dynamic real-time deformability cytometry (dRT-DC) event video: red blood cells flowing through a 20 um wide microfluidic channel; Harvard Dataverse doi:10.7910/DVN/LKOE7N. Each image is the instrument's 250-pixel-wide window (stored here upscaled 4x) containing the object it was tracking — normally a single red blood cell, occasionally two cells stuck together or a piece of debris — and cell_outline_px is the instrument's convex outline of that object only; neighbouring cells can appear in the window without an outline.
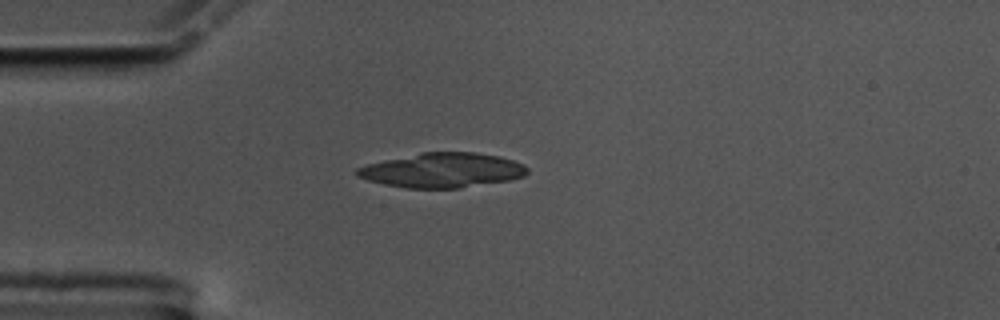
{"species": "common noctule bat (a hibernating species)", "species_latin": "Nyctalus noctula", "temperature_condition": "cold", "stored_images_in_passage": 43, "camera_frame_rate_fps": 3000, "um_per_image_px": 0.085, "animal": {"sex": "male", "body_mass_g": 17.5, "forearm_length_mm": 52.3}, "frame": {"image": 1, "passage_image": 1, "time_ms": 0.0, "image_size_px": [1000, 320], "cell_outline_px": [[528, 172], [524, 176], [512, 180], [460, 188], [404, 188], [384, 184], [368, 180], [356, 176], [352, 172], [356, 168], [368, 164], [384, 160], [420, 152], [476, 152], [500, 156], [524, 164], [528, 168]], "centroid_in_image_um": [37.6, 14.47], "position_along_channel_um": 47.4, "area_um2": 34.68}}